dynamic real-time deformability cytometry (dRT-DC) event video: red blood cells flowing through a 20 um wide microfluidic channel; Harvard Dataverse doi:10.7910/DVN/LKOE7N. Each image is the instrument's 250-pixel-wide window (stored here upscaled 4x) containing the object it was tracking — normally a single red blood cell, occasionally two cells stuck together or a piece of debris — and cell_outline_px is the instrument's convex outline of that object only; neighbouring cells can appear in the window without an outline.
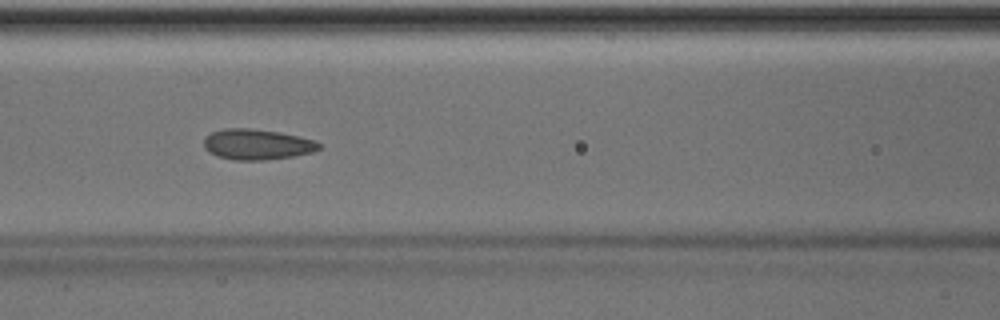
{"species": "Egyptian fruit bat (a non-hibernating species)", "species_latin": "Rousettus aegyptiacus", "temperature_condition": "room temperature", "stored_images_in_passage": 42, "camera_frame_rate_fps": 3000, "um_per_image_px": 0.085, "animal": {"sex": "male"}, "frame": {"image": 1, "passage_image": 19, "time_ms": 6.0, "image_size_px": [1000, 320], "cell_outline_px": [[320, 148], [312, 152], [292, 156], [264, 160], [232, 160], [216, 156], [208, 152], [204, 148], [204, 140], [212, 132], [224, 128], [252, 128], [280, 132], [300, 136], [316, 140], [320, 144]], "centroid_in_image_um": [21.84, 12.27], "position_along_channel_um": 144.8, "area_um2": 20.63}, "authors_computed_cell_mechanics": {"area_um2": 20.6635, "velocity_mm_per_s": 4.0263, "shape_relaxation_time_tau1_ms": 3.405, "shape_relaxation_time_tau2_ms": 1.2429, "deformation_change_tau1": 0.0894, "deformation_change_tau2": 0.0768}}